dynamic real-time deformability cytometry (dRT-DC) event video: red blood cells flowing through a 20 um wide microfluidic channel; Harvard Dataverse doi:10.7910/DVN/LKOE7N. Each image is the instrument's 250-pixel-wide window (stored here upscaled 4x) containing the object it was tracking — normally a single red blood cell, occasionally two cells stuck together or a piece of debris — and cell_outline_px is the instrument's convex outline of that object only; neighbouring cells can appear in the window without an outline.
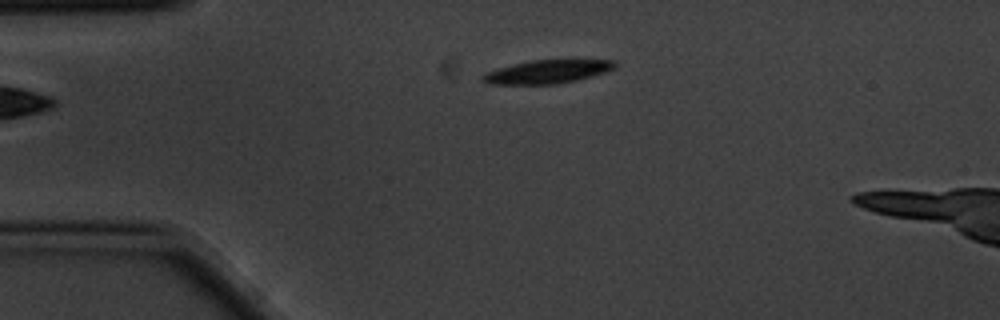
{"species": "common noctule bat (a hibernating species)", "species_latin": "Nyctalus noctula", "temperature_condition": "cold", "stored_images_in_passage": 3, "camera_frame_rate_fps": 3000, "um_per_image_px": 0.085, "animal": {"sex": "male", "body_mass_g": 20.1, "forearm_length_mm": 53.5}, "frame": {"image": 1, "passage_image": 3, "time_ms": 0.667, "image_size_px": [1000, 320], "cell_outline_px": [[616, 64], [612, 68], [604, 72], [576, 80], [556, 84], [488, 84], [480, 80], [480, 76], [488, 72], [512, 64], [528, 60], [572, 56], [616, 60]], "centroid_in_image_um": [46.6, 6.02], "position_along_channel_um": 38.4, "area_um2": 19.07}}